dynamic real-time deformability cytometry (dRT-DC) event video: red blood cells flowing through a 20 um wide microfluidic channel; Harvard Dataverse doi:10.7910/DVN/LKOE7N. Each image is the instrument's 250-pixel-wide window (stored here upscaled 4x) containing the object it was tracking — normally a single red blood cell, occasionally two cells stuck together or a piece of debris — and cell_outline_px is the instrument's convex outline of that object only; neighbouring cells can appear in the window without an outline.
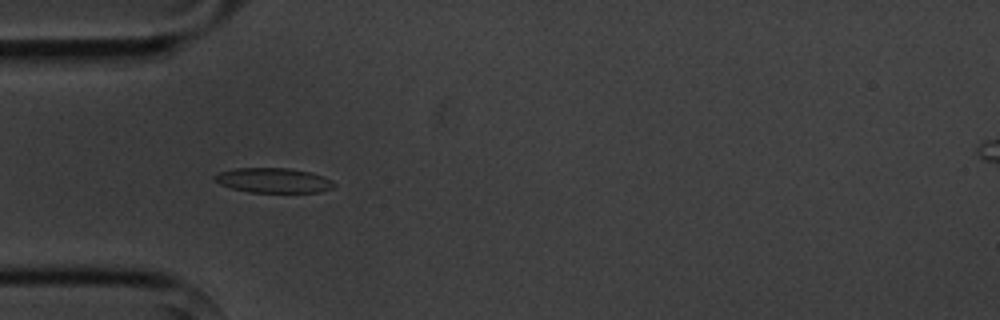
{"species": "common noctule bat (a hibernating species)", "species_latin": "Nyctalus noctula", "temperature_condition": "cold", "stored_images_in_passage": 9, "camera_frame_rate_fps": 3000, "um_per_image_px": 0.085, "animal": {"sex": "male", "body_mass_g": 20.1, "forearm_length_mm": 53.5}, "frame": {"image": 1, "passage_image": 4, "time_ms": 3.333, "image_size_px": [1000, 320], "cell_outline_px": [[336, 184], [332, 188], [320, 192], [248, 192], [232, 188], [220, 184], [212, 180], [212, 176], [216, 172], [236, 168], [288, 168], [312, 172], [324, 176], [332, 180]], "centroid_in_image_um": [23.21, 15.32], "position_along_channel_um": 61.8, "area_um2": 17.51}}
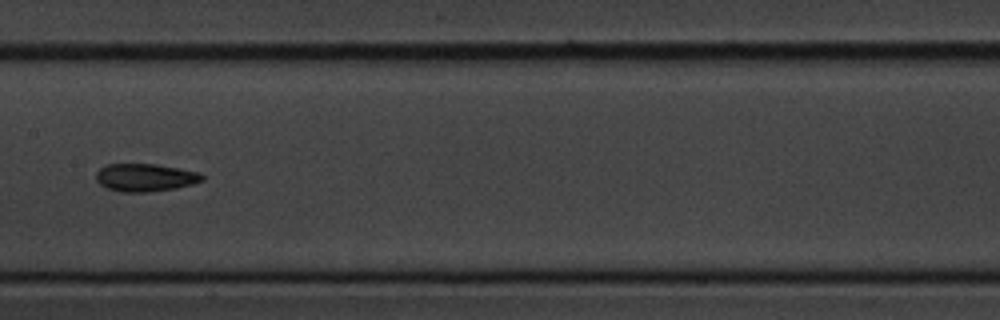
{"frame": {"image": 2, "passage_image": 7, "time_ms": 7.0, "image_size_px": [1000, 320], "cell_outline_px": [[204, 180], [192, 184], [176, 188], [148, 192], [124, 192], [108, 188], [100, 184], [96, 180], [96, 172], [100, 168], [108, 164], [156, 164], [180, 168], [200, 172], [204, 176]], "centroid_in_image_um": [12.37, 15.08], "position_along_channel_um": 195.0, "area_um2": 17.22}}
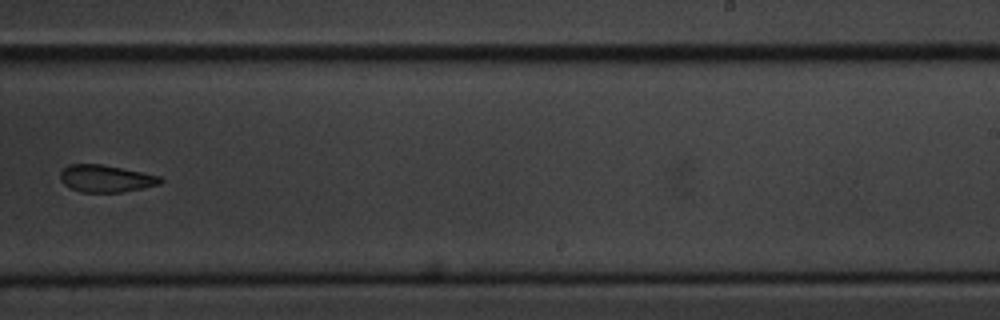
{"frame": {"image": 3, "passage_image": 9, "time_ms": 9.333, "image_size_px": [1000, 320], "cell_outline_px": [[164, 180], [160, 184], [120, 192], [80, 192], [64, 184], [60, 180], [60, 172], [68, 164], [100, 164], [160, 176]], "centroid_in_image_um": [8.96, 15.17], "position_along_channel_um": 280.0, "area_um2": 15.61}}